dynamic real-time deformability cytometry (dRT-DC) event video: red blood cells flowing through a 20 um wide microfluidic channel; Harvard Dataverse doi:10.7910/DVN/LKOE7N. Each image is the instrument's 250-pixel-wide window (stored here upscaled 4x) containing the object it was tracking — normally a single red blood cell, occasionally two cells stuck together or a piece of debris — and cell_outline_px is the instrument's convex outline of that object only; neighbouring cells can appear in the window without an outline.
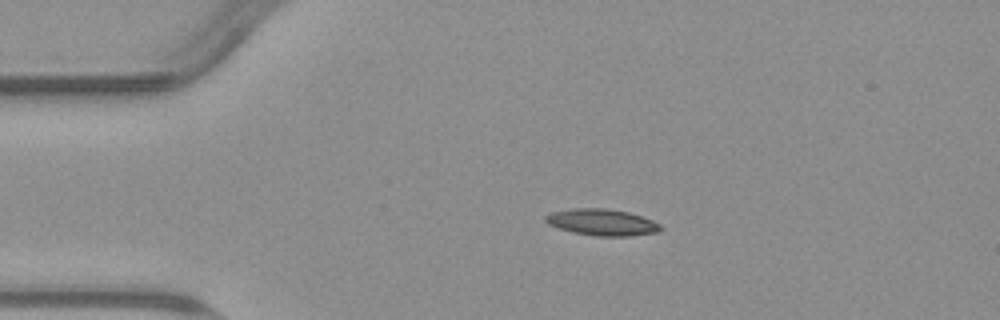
{"species": "common noctule bat (a hibernating species)", "species_latin": "Nyctalus noctula", "temperature_condition": "warm", "stored_images_in_passage": 44, "camera_frame_rate_fps": 3000, "um_per_image_px": 0.085, "animal": {"sex": "male", "body_mass_g": 23.1, "forearm_length_mm": 52.7}, "frame": {"image": 1, "passage_image": 1, "time_ms": 0.0, "image_size_px": [1000, 320], "cell_outline_px": [[664, 228], [656, 232], [628, 236], [596, 236], [572, 232], [548, 224], [544, 220], [544, 216], [552, 212], [572, 208], [604, 208], [628, 212], [652, 220], [660, 224]], "centroid_in_image_um": [51.15, 18.89], "position_along_channel_um": 33.8, "area_um2": 17.69}}
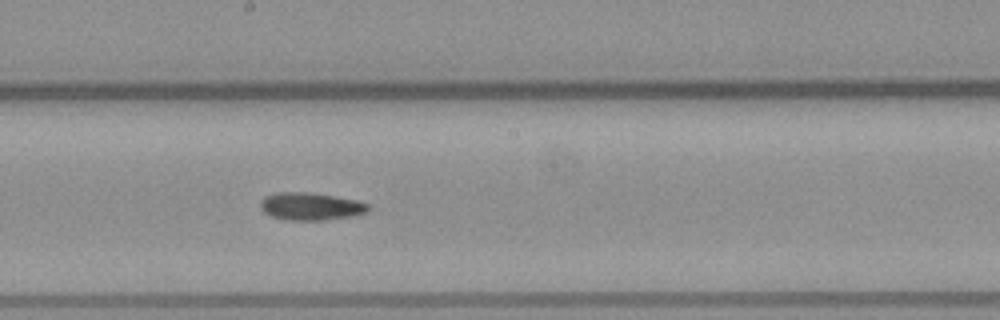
{"frame": {"image": 2, "passage_image": 19, "time_ms": 6.0, "image_size_px": [1000, 320], "cell_outline_px": [[368, 212], [352, 216], [324, 220], [284, 220], [272, 216], [264, 212], [260, 208], [260, 200], [264, 196], [276, 192], [308, 192], [356, 200], [368, 204]], "centroid_in_image_um": [26.36, 17.54], "position_along_channel_um": 221.8, "area_um2": 17.34}}
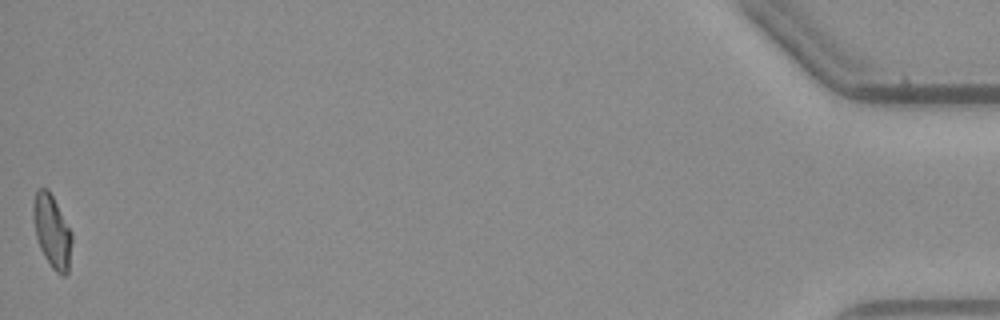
{"frame": {"image": 3, "passage_image": 44, "time_ms": 14.333, "image_size_px": [1000, 320], "cell_outline_px": [[72, 240], [68, 272], [64, 276], [56, 272], [52, 268], [44, 256], [40, 248], [36, 236], [32, 220], [32, 208], [36, 188], [48, 188], [72, 232]], "centroid_in_image_um": [4.4, 19.64], "position_along_channel_um": 430.8, "area_um2": 16.53}, "authors_computed_cell_mechanics": {"area_um2": 16.9354, "velocity_mm_per_s": 3.7946, "shape_relaxation_time_tau1_ms": 8.7312, "shape_relaxation_time_tau2_ms": 2.7706, "deformation_change_tau1": 0.2158, "deformation_change_tau2": 0.0846}}